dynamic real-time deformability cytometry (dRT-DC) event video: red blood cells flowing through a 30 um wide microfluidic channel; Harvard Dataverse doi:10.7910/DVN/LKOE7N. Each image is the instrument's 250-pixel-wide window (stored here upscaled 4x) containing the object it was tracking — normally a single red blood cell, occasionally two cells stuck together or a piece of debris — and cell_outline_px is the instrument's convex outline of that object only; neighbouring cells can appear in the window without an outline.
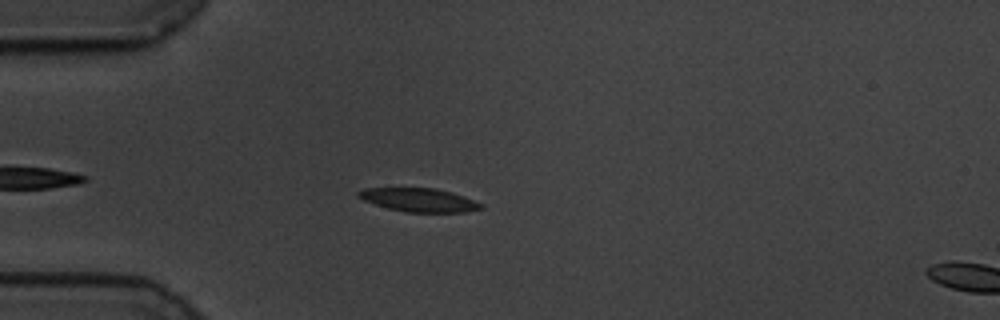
{"species": "common noctule bat (a hibernating species)", "species_latin": "Nyctalus noctula", "temperature_condition": "cold", "stored_images_in_passage": 47, "camera_frame_rate_fps": 3000, "um_per_image_px": 0.085, "animal": {"sex": "male", "body_mass_g": 19.5, "forearm_length_mm": 54.6}, "frame": {"image": 1, "passage_image": 4, "time_ms": 1.0, "image_size_px": [1000, 320], "cell_outline_px": [[484, 208], [464, 212], [404, 212], [388, 208], [364, 200], [356, 196], [356, 192], [364, 188], [436, 188], [452, 192], [464, 196], [484, 204]], "centroid_in_image_um": [35.64, 16.99], "position_along_channel_um": 49.4, "area_um2": 16.88}}
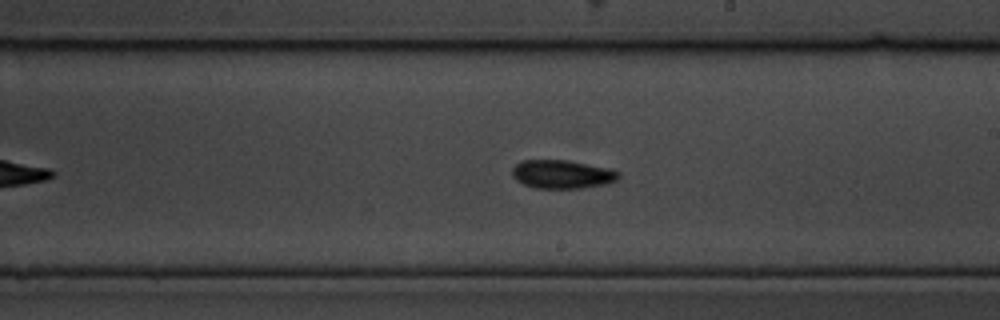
{"frame": {"image": 2, "passage_image": 22, "time_ms": 7.0, "image_size_px": [1000, 320], "cell_outline_px": [[620, 176], [616, 180], [608, 184], [580, 188], [532, 188], [516, 180], [512, 176], [512, 168], [520, 160], [568, 160], [608, 168], [620, 172]], "centroid_in_image_um": [47.77, 14.81], "position_along_channel_um": 241.2, "area_um2": 17.8}}
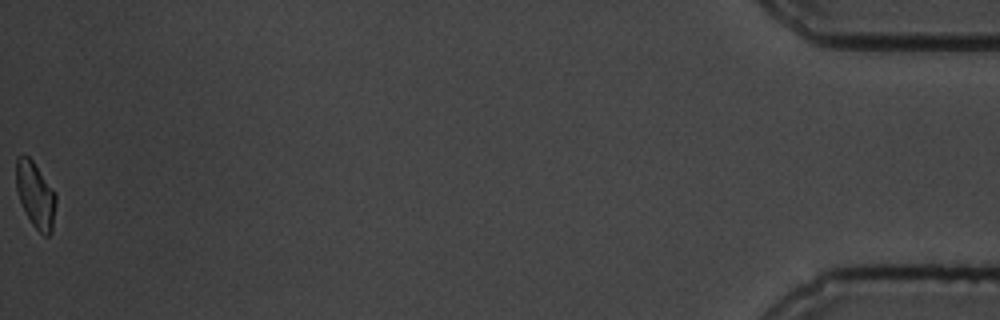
{"frame": {"image": 3, "passage_image": 47, "time_ms": 15.333, "image_size_px": [1000, 320], "cell_outline_px": [[56, 204], [52, 232], [48, 236], [44, 236], [32, 224], [20, 200], [16, 188], [16, 156], [28, 156], [32, 160], [56, 192]], "centroid_in_image_um": [3.04, 16.57], "position_along_channel_um": 432.2, "area_um2": 15.2}, "authors_computed_cell_mechanics": {"area_um2": 17.051, "velocity_mm_per_s": 3.4316, "shape_relaxation_time_tau1_ms": 5.5053, "shape_relaxation_time_tau2_ms": 9.3039, "deformation_change_tau1": 0.1335, "deformation_change_tau2": 0.1532}}